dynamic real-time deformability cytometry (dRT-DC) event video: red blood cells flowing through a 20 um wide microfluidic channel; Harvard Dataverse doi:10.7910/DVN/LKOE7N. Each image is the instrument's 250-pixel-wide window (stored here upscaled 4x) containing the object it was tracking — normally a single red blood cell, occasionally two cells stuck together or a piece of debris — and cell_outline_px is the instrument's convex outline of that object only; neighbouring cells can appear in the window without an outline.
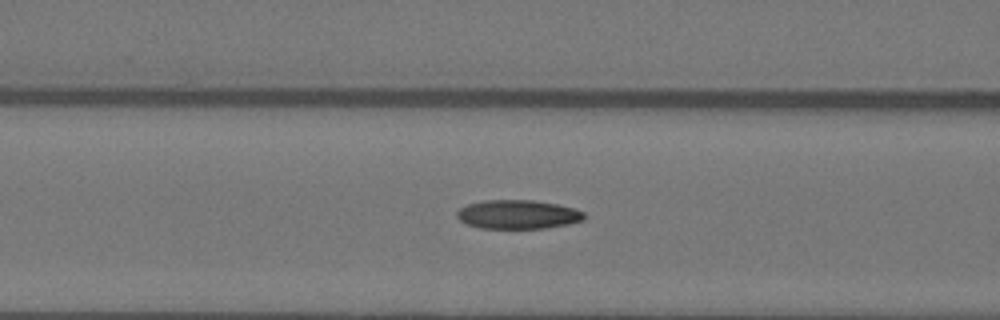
{"species": "Egyptian fruit bat (a non-hibernating species)", "species_latin": "Rousettus aegyptiacus", "temperature_condition": "warm", "stored_images_in_passage": 34, "camera_frame_rate_fps": 3000, "um_per_image_px": 0.085, "animal": {"sex": "female"}, "frame": {"image": 1, "passage_image": 11, "time_ms": 3.333, "image_size_px": [1000, 320], "cell_outline_px": [[584, 220], [568, 224], [544, 228], [480, 228], [464, 224], [456, 216], [456, 212], [460, 208], [468, 204], [484, 200], [532, 200], [556, 204], [572, 208], [584, 212]], "centroid_in_image_um": [43.97, 18.23], "position_along_channel_um": 122.6, "area_um2": 21.39}}
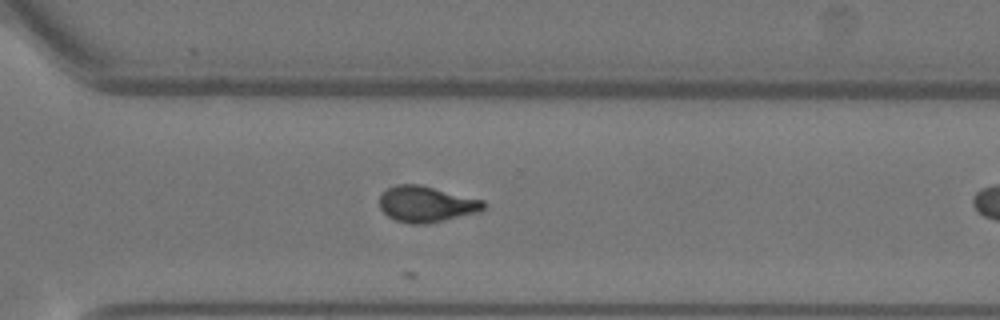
{"frame": {"image": 2, "passage_image": 29, "time_ms": 9.333, "image_size_px": [1000, 320], "cell_outline_px": [[488, 204], [480, 212], [444, 220], [424, 224], [412, 224], [396, 220], [388, 216], [380, 208], [380, 192], [396, 184], [420, 184], [484, 200]], "centroid_in_image_um": [36.25, 17.34], "position_along_channel_um": 334.4, "area_um2": 21.96}}
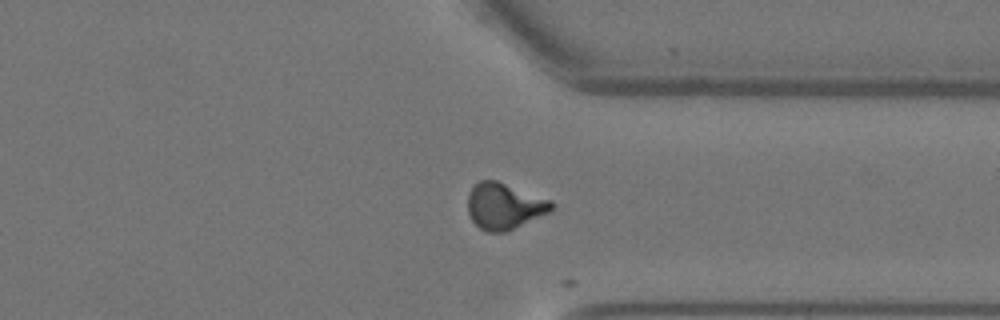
{"frame": {"image": 3, "passage_image": 32, "time_ms": 10.333, "image_size_px": [1000, 320], "cell_outline_px": [[556, 204], [552, 212], [508, 232], [488, 232], [480, 228], [472, 220], [468, 212], [468, 196], [472, 188], [480, 180], [496, 180], [552, 200]], "centroid_in_image_um": [42.93, 17.54], "position_along_channel_um": 368.5, "area_um2": 22.89}}